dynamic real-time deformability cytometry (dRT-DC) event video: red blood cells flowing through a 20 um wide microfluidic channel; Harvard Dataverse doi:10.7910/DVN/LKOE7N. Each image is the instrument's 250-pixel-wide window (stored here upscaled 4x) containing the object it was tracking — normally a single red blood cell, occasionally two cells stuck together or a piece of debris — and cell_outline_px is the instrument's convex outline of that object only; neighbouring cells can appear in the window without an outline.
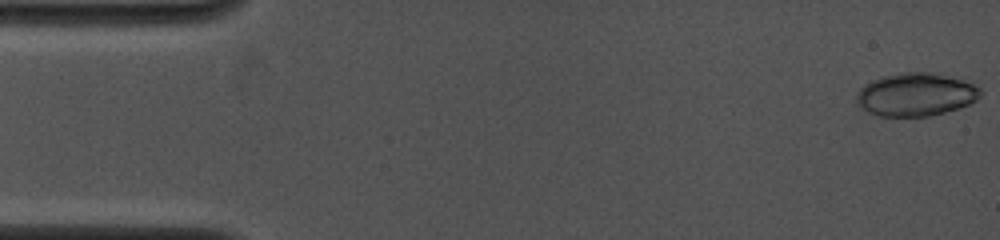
{"species": "common noctule bat (a hibernating species)", "species_latin": "Nyctalus noctula", "temperature_condition": "cold", "stored_images_in_passage": 12, "camera_frame_rate_fps": 4000, "um_per_image_px": 0.085, "animal": {"sex": "female", "body_mass_g": 19.0, "forearm_length_mm": 53.3}, "frame": {"image": 1, "passage_image": 1, "time_ms": 0.0, "image_size_px": [1000, 240], "cell_outline_px": [[984, 92], [976, 100], [960, 108], [928, 116], [880, 116], [868, 112], [856, 104], [856, 96], [860, 88], [864, 84], [880, 76], [904, 72], [936, 72], [964, 80], [980, 88]], "centroid_in_image_um": [77.84, 8.02], "position_along_channel_um": 7.2, "area_um2": 31.39}}